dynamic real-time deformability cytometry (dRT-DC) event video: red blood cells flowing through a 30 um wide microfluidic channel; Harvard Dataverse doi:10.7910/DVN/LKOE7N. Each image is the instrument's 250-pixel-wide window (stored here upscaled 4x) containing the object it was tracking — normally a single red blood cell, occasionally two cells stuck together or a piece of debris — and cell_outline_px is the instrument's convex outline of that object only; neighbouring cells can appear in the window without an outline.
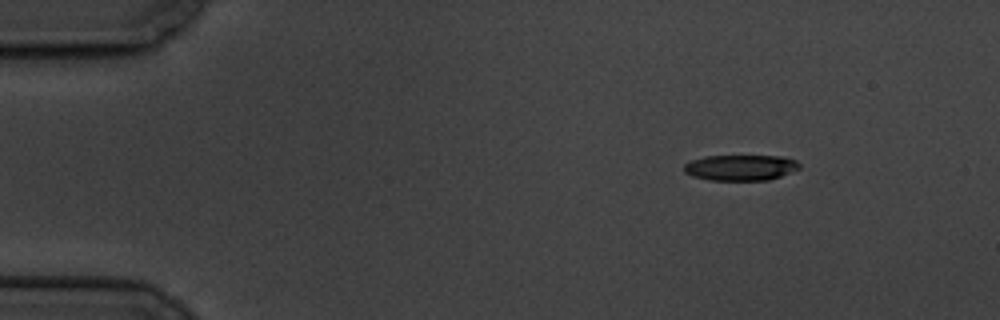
{"species": "common noctule bat (a hibernating species)", "species_latin": "Nyctalus noctula", "temperature_condition": "cold", "stored_images_in_passage": 4, "camera_frame_rate_fps": 3000, "um_per_image_px": 0.085, "animal": {"sex": "male", "body_mass_g": 19.5, "forearm_length_mm": 54.6}, "frame": {"image": 1, "passage_image": 1, "time_ms": 0.0, "image_size_px": [1000, 320], "cell_outline_px": [[800, 168], [780, 176], [768, 180], [708, 180], [692, 176], [684, 172], [684, 164], [692, 160], [704, 156], [780, 156], [796, 160], [800, 164]], "centroid_in_image_um": [62.93, 14.24], "position_along_channel_um": 22.1, "area_um2": 17.28}}
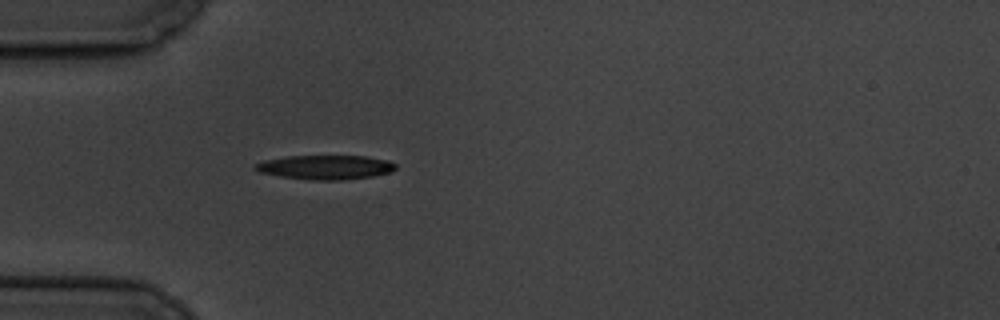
{"frame": {"image": 2, "passage_image": 4, "time_ms": 3.333, "image_size_px": [1000, 320], "cell_outline_px": [[396, 168], [392, 172], [372, 176], [344, 180], [312, 180], [280, 176], [260, 172], [252, 168], [252, 164], [264, 160], [288, 156], [364, 156], [388, 160], [396, 164]], "centroid_in_image_um": [27.65, 14.21], "position_along_channel_um": 57.4, "area_um2": 19.94}}